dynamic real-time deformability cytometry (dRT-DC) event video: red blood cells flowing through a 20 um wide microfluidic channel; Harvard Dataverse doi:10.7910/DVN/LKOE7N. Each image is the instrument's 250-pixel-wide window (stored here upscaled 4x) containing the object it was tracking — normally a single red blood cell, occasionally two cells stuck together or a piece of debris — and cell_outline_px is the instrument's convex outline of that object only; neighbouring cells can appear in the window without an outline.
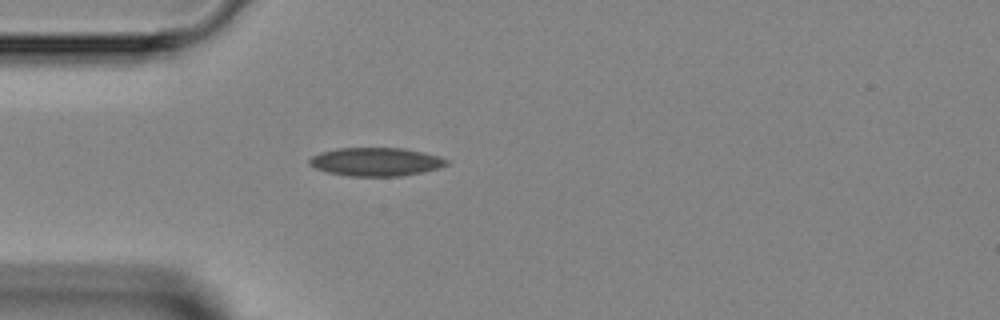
{"species": "Egyptian fruit bat (a non-hibernating species)", "species_latin": "Rousettus aegyptiacus", "temperature_condition": "room temperature", "stored_images_in_passage": 1, "camera_frame_rate_fps": 3000, "um_per_image_px": 0.085, "animal": {"sex": "female"}, "frame": {"image": 1, "passage_image": 1, "time_ms": 0.0, "image_size_px": [1000, 320], "cell_outline_px": [[448, 164], [440, 168], [400, 176], [348, 176], [328, 172], [316, 168], [308, 164], [308, 160], [312, 156], [320, 152], [336, 148], [404, 148], [424, 152], [440, 156], [448, 160]], "centroid_in_image_um": [31.95, 13.74], "position_along_channel_um": 53.1, "area_um2": 22.77}}